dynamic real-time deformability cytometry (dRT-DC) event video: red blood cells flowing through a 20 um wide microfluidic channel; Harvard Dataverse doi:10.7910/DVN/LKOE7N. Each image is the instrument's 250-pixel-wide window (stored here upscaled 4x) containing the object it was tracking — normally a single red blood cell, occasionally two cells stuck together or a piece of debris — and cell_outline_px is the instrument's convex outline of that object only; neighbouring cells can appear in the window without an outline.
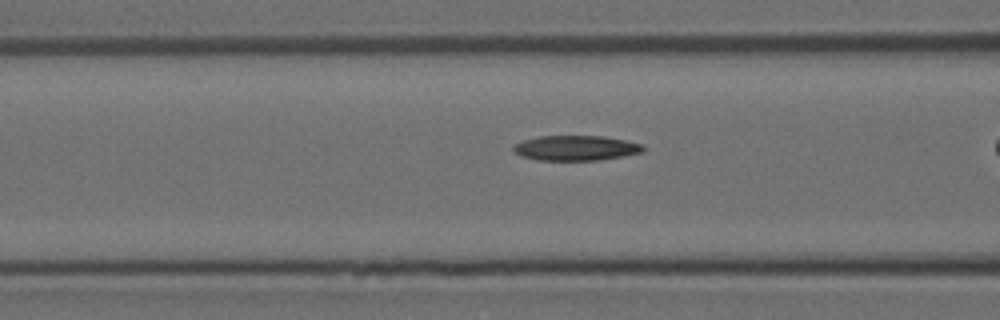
{"species": "Egyptian fruit bat (a non-hibernating species)", "species_latin": "Rousettus aegyptiacus", "temperature_condition": "room temperature", "stored_images_in_passage": 22, "camera_frame_rate_fps": 3000, "um_per_image_px": 0.085, "animal": {"sex": "female"}, "frame": {"image": 1, "passage_image": 4, "time_ms": 1.0, "image_size_px": [1000, 320], "cell_outline_px": [[644, 152], [596, 160], [536, 160], [520, 156], [512, 152], [512, 148], [516, 144], [524, 140], [540, 136], [604, 136], [644, 144]], "centroid_in_image_um": [48.92, 12.58], "position_along_channel_um": 117.7, "area_um2": 18.9}}
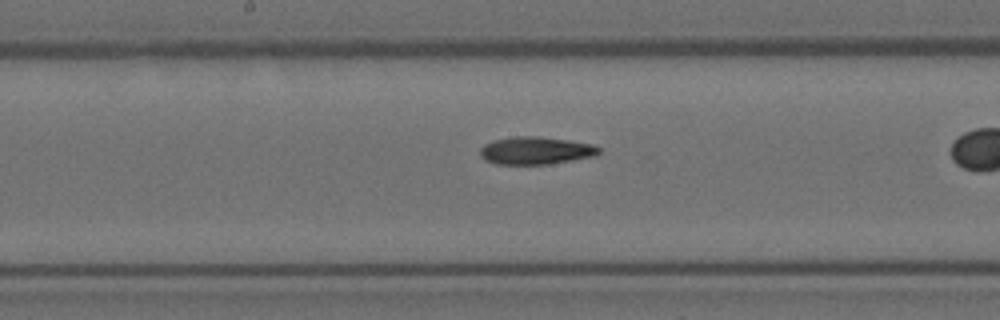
{"frame": {"image": 2, "passage_image": 10, "time_ms": 3.0, "image_size_px": [1000, 320], "cell_outline_px": [[600, 152], [592, 156], [572, 160], [548, 164], [496, 164], [484, 160], [480, 156], [480, 148], [484, 144], [496, 140], [516, 136], [540, 136], [568, 140], [592, 144], [600, 148]], "centroid_in_image_um": [45.51, 12.8], "position_along_channel_um": 202.7, "area_um2": 19.02}}
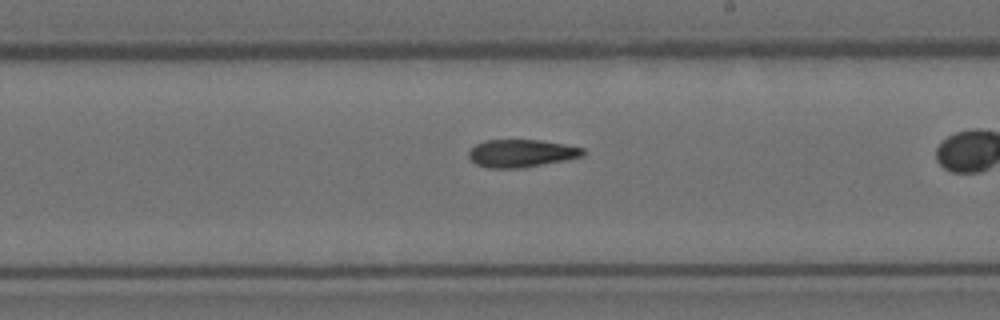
{"frame": {"image": 3, "passage_image": 13, "time_ms": 4.0, "image_size_px": [1000, 320], "cell_outline_px": [[584, 156], [564, 160], [520, 168], [488, 168], [476, 164], [468, 156], [468, 152], [476, 144], [484, 140], [540, 140], [564, 144], [584, 148]], "centroid_in_image_um": [44.3, 13.02], "position_along_channel_um": 244.7, "area_um2": 18.32}}